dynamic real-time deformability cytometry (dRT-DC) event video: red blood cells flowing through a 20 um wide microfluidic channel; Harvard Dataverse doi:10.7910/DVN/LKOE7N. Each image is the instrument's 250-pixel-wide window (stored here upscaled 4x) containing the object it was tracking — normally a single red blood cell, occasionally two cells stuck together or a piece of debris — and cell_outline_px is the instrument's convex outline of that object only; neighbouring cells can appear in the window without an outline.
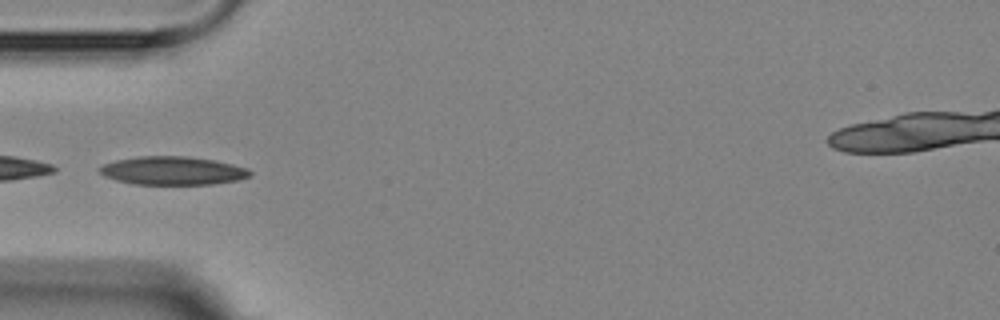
{"species": "Egyptian fruit bat (a non-hibernating species)", "species_latin": "Rousettus aegyptiacus", "temperature_condition": "room temperature", "stored_images_in_passage": 7, "camera_frame_rate_fps": 3000, "um_per_image_px": 0.085, "animal": {"sex": "female"}, "frame": {"image": 1, "passage_image": 6, "time_ms": 5.333, "image_size_px": [1000, 320], "cell_outline_px": [[252, 176], [236, 180], [212, 184], [132, 184], [116, 180], [104, 176], [100, 172], [100, 168], [104, 164], [116, 160], [140, 156], [184, 156], [216, 160], [248, 168], [252, 172]], "centroid_in_image_um": [14.7, 14.51], "position_along_channel_um": 70.3, "area_um2": 24.8}}
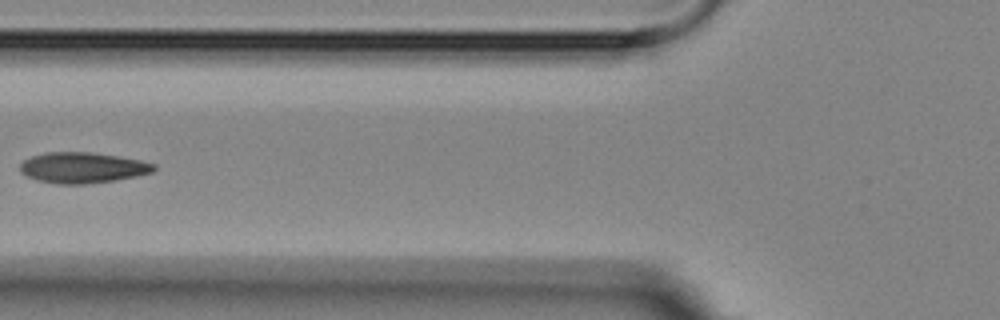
{"frame": {"image": 2, "passage_image": 7, "time_ms": 6.667, "image_size_px": [1000, 320], "cell_outline_px": [[156, 168], [152, 172], [136, 176], [116, 180], [84, 184], [56, 184], [36, 180], [20, 172], [20, 164], [24, 160], [32, 156], [48, 152], [92, 152], [140, 160], [156, 164]], "centroid_in_image_um": [7.01, 14.25], "position_along_channel_um": 118.8, "area_um2": 23.93}}